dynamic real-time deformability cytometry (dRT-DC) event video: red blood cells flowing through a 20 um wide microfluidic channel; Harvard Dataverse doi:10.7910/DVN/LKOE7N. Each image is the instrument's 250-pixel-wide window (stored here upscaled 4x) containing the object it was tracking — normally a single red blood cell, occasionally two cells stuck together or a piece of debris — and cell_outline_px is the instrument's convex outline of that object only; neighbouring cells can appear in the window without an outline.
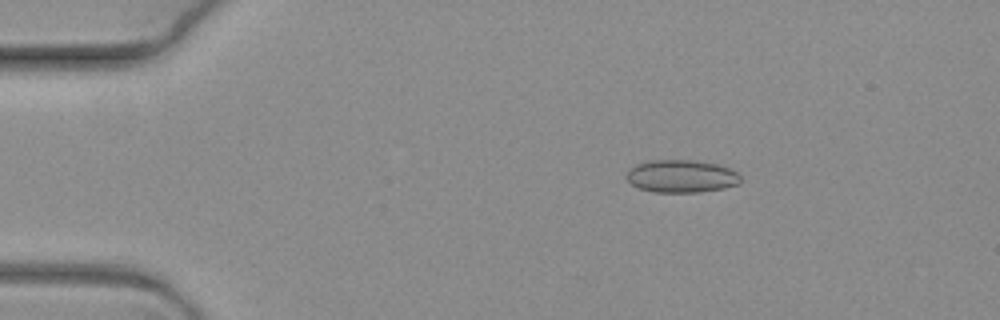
{"species": "common noctule bat (a hibernating species)", "species_latin": "Nyctalus noctula", "temperature_condition": "warm", "stored_images_in_passage": 5, "camera_frame_rate_fps": 3000, "um_per_image_px": 0.085, "animal": {"sex": "female", "body_mass_g": 19.3, "forearm_length_mm": 54.1}, "frame": {"image": 1, "passage_image": 2, "time_ms": 0.333, "image_size_px": [1000, 320], "cell_outline_px": [[740, 180], [736, 184], [724, 188], [696, 192], [656, 192], [640, 188], [632, 184], [624, 176], [628, 168], [636, 164], [652, 160], [692, 160], [716, 164], [728, 168], [736, 172], [740, 176]], "centroid_in_image_um": [57.86, 14.97], "position_along_channel_um": 27.1, "area_um2": 21.56}}
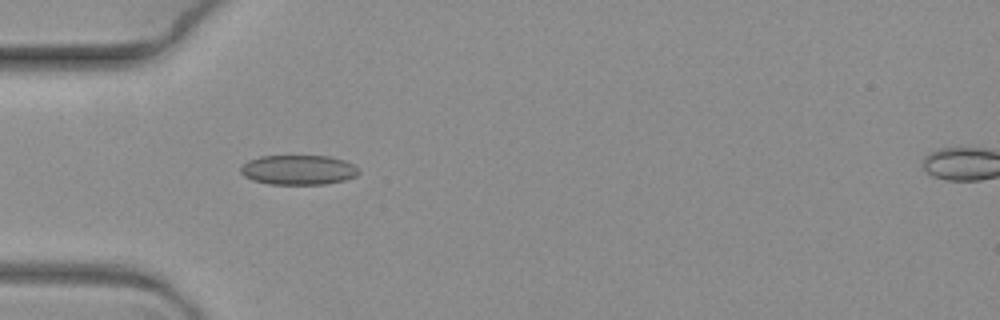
{"frame": {"image": 2, "passage_image": 4, "time_ms": 1.0, "image_size_px": [1000, 320], "cell_outline_px": [[360, 172], [356, 176], [344, 180], [324, 184], [268, 184], [252, 180], [244, 176], [240, 172], [240, 168], [248, 160], [260, 156], [328, 156], [344, 160], [352, 164]], "centroid_in_image_um": [25.34, 14.44], "position_along_channel_um": 59.7, "area_um2": 20.4}}
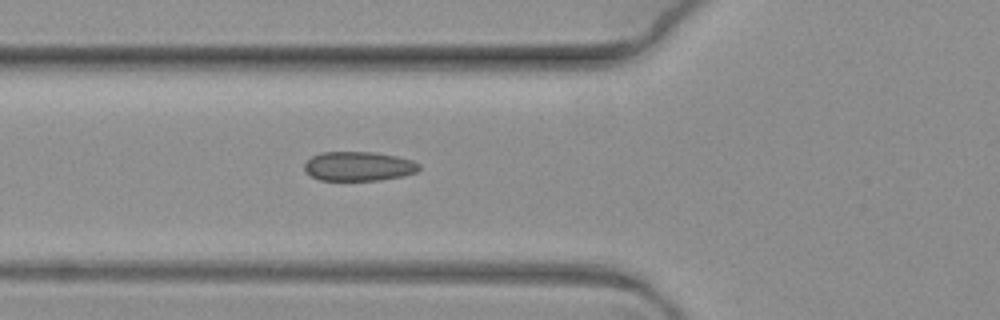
{"frame": {"image": 3, "passage_image": 5, "time_ms": 1.333, "image_size_px": [1000, 320], "cell_outline_px": [[420, 168], [416, 172], [404, 176], [380, 180], [320, 180], [312, 176], [304, 168], [304, 164], [312, 156], [320, 152], [376, 152], [396, 156], [412, 160], [420, 164]], "centroid_in_image_um": [30.51, 14.13], "position_along_channel_um": 95.3, "area_um2": 19.59}}